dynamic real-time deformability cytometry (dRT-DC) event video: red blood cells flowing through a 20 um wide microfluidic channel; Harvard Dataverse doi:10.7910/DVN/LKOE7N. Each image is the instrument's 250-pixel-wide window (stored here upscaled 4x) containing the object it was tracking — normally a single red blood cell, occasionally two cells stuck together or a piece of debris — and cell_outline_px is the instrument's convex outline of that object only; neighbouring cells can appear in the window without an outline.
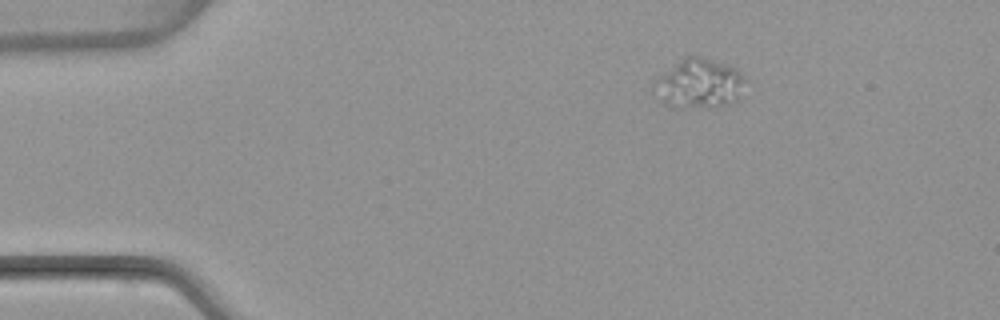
{"species": "common noctule bat (a hibernating species)", "species_latin": "Nyctalus noctula", "temperature_condition": "warm", "stored_images_in_passage": 5, "camera_frame_rate_fps": 3000, "um_per_image_px": 0.085, "animal": {"sex": "female", "body_mass_g": 22.7, "forearm_length_mm": 54.2}, "frame": {"image": 1, "passage_image": 5, "time_ms": 5.0, "image_size_px": [1000, 320], "cell_outline_px": [[748, 80], [740, 100], [732, 104], [708, 108], [672, 108], [664, 104], [652, 92], [656, 80], [660, 76], [684, 56], [700, 56], [728, 64], [736, 68]], "centroid_in_image_um": [59.49, 7.14], "position_along_channel_um": 25.5, "area_um2": 27.17}}